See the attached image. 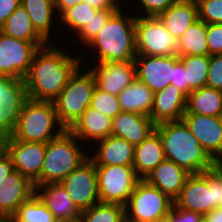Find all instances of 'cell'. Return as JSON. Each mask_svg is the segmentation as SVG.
Segmentation results:
<instances>
[{
  "label": "cell",
  "instance_id": "7a4b0ae2",
  "mask_svg": "<svg viewBox=\"0 0 222 222\" xmlns=\"http://www.w3.org/2000/svg\"><path fill=\"white\" fill-rule=\"evenodd\" d=\"M124 7L116 11L104 28L87 45L92 59L99 64L105 61H134L137 56L135 40L136 15L125 13ZM91 48V49H90Z\"/></svg>",
  "mask_w": 222,
  "mask_h": 222
},
{
  "label": "cell",
  "instance_id": "4fadbf2b",
  "mask_svg": "<svg viewBox=\"0 0 222 222\" xmlns=\"http://www.w3.org/2000/svg\"><path fill=\"white\" fill-rule=\"evenodd\" d=\"M4 150L11 157L14 170L34 183L41 173L46 144L27 142L9 136L4 140Z\"/></svg>",
  "mask_w": 222,
  "mask_h": 222
},
{
  "label": "cell",
  "instance_id": "7dc6e473",
  "mask_svg": "<svg viewBox=\"0 0 222 222\" xmlns=\"http://www.w3.org/2000/svg\"><path fill=\"white\" fill-rule=\"evenodd\" d=\"M14 171V166L11 157L3 150L0 153V186L3 180Z\"/></svg>",
  "mask_w": 222,
  "mask_h": 222
},
{
  "label": "cell",
  "instance_id": "6da1fadb",
  "mask_svg": "<svg viewBox=\"0 0 222 222\" xmlns=\"http://www.w3.org/2000/svg\"><path fill=\"white\" fill-rule=\"evenodd\" d=\"M51 44L48 43L35 52L23 79L29 99L53 102L69 77L81 65V57L73 55L72 49L66 53V48L64 50L57 44Z\"/></svg>",
  "mask_w": 222,
  "mask_h": 222
},
{
  "label": "cell",
  "instance_id": "2e32d148",
  "mask_svg": "<svg viewBox=\"0 0 222 222\" xmlns=\"http://www.w3.org/2000/svg\"><path fill=\"white\" fill-rule=\"evenodd\" d=\"M92 65L89 70L94 76L96 87L110 94L118 96L137 78L134 61H105Z\"/></svg>",
  "mask_w": 222,
  "mask_h": 222
},
{
  "label": "cell",
  "instance_id": "83f0119b",
  "mask_svg": "<svg viewBox=\"0 0 222 222\" xmlns=\"http://www.w3.org/2000/svg\"><path fill=\"white\" fill-rule=\"evenodd\" d=\"M28 99L24 80L0 76V108L6 116H19Z\"/></svg>",
  "mask_w": 222,
  "mask_h": 222
},
{
  "label": "cell",
  "instance_id": "c3c4849f",
  "mask_svg": "<svg viewBox=\"0 0 222 222\" xmlns=\"http://www.w3.org/2000/svg\"><path fill=\"white\" fill-rule=\"evenodd\" d=\"M54 7L57 13V17H59L65 10L83 2V0H53Z\"/></svg>",
  "mask_w": 222,
  "mask_h": 222
},
{
  "label": "cell",
  "instance_id": "ac0fdd59",
  "mask_svg": "<svg viewBox=\"0 0 222 222\" xmlns=\"http://www.w3.org/2000/svg\"><path fill=\"white\" fill-rule=\"evenodd\" d=\"M35 193L58 221L80 219L81 211L60 182L37 186Z\"/></svg>",
  "mask_w": 222,
  "mask_h": 222
},
{
  "label": "cell",
  "instance_id": "d6a6232c",
  "mask_svg": "<svg viewBox=\"0 0 222 222\" xmlns=\"http://www.w3.org/2000/svg\"><path fill=\"white\" fill-rule=\"evenodd\" d=\"M13 222H59L34 193L12 215Z\"/></svg>",
  "mask_w": 222,
  "mask_h": 222
},
{
  "label": "cell",
  "instance_id": "8d00e7d4",
  "mask_svg": "<svg viewBox=\"0 0 222 222\" xmlns=\"http://www.w3.org/2000/svg\"><path fill=\"white\" fill-rule=\"evenodd\" d=\"M90 107L111 118H115L121 112L118 96L102 91L97 87L93 91Z\"/></svg>",
  "mask_w": 222,
  "mask_h": 222
},
{
  "label": "cell",
  "instance_id": "e0dca14e",
  "mask_svg": "<svg viewBox=\"0 0 222 222\" xmlns=\"http://www.w3.org/2000/svg\"><path fill=\"white\" fill-rule=\"evenodd\" d=\"M187 95L170 84L154 93L153 106L149 117L155 125L179 121L186 111Z\"/></svg>",
  "mask_w": 222,
  "mask_h": 222
},
{
  "label": "cell",
  "instance_id": "277c9868",
  "mask_svg": "<svg viewBox=\"0 0 222 222\" xmlns=\"http://www.w3.org/2000/svg\"><path fill=\"white\" fill-rule=\"evenodd\" d=\"M79 141L69 130H65L60 136L46 143L40 177L33 183L35 188L61 182L89 157L88 153L93 147L88 150Z\"/></svg>",
  "mask_w": 222,
  "mask_h": 222
},
{
  "label": "cell",
  "instance_id": "8fae6325",
  "mask_svg": "<svg viewBox=\"0 0 222 222\" xmlns=\"http://www.w3.org/2000/svg\"><path fill=\"white\" fill-rule=\"evenodd\" d=\"M48 42H28L0 32V76L23 80L35 52Z\"/></svg>",
  "mask_w": 222,
  "mask_h": 222
},
{
  "label": "cell",
  "instance_id": "cb8c5ba5",
  "mask_svg": "<svg viewBox=\"0 0 222 222\" xmlns=\"http://www.w3.org/2000/svg\"><path fill=\"white\" fill-rule=\"evenodd\" d=\"M165 159L163 142L156 130L135 145L133 167L140 179H145Z\"/></svg>",
  "mask_w": 222,
  "mask_h": 222
},
{
  "label": "cell",
  "instance_id": "f5cc1de1",
  "mask_svg": "<svg viewBox=\"0 0 222 222\" xmlns=\"http://www.w3.org/2000/svg\"><path fill=\"white\" fill-rule=\"evenodd\" d=\"M4 150V140L0 137V153Z\"/></svg>",
  "mask_w": 222,
  "mask_h": 222
},
{
  "label": "cell",
  "instance_id": "7bdbcfd3",
  "mask_svg": "<svg viewBox=\"0 0 222 222\" xmlns=\"http://www.w3.org/2000/svg\"><path fill=\"white\" fill-rule=\"evenodd\" d=\"M170 84L178 87L187 96L192 92V90L189 88L188 82L186 81V71L184 69L183 63L180 60L174 64V75Z\"/></svg>",
  "mask_w": 222,
  "mask_h": 222
},
{
  "label": "cell",
  "instance_id": "ba28073f",
  "mask_svg": "<svg viewBox=\"0 0 222 222\" xmlns=\"http://www.w3.org/2000/svg\"><path fill=\"white\" fill-rule=\"evenodd\" d=\"M173 200L141 179L125 206L126 222H154L167 217Z\"/></svg>",
  "mask_w": 222,
  "mask_h": 222
},
{
  "label": "cell",
  "instance_id": "9a60e30c",
  "mask_svg": "<svg viewBox=\"0 0 222 222\" xmlns=\"http://www.w3.org/2000/svg\"><path fill=\"white\" fill-rule=\"evenodd\" d=\"M182 120L199 144L217 163L222 158V118L193 113H184Z\"/></svg>",
  "mask_w": 222,
  "mask_h": 222
},
{
  "label": "cell",
  "instance_id": "603a6c76",
  "mask_svg": "<svg viewBox=\"0 0 222 222\" xmlns=\"http://www.w3.org/2000/svg\"><path fill=\"white\" fill-rule=\"evenodd\" d=\"M190 175L184 168L171 160H163L144 179L148 184L158 188L170 199L180 194L187 177Z\"/></svg>",
  "mask_w": 222,
  "mask_h": 222
},
{
  "label": "cell",
  "instance_id": "e575fe53",
  "mask_svg": "<svg viewBox=\"0 0 222 222\" xmlns=\"http://www.w3.org/2000/svg\"><path fill=\"white\" fill-rule=\"evenodd\" d=\"M97 13V10L89 6L84 2L65 10L60 16V25H63L65 30L67 29L71 35H75L86 23H88L93 16Z\"/></svg>",
  "mask_w": 222,
  "mask_h": 222
},
{
  "label": "cell",
  "instance_id": "d590c367",
  "mask_svg": "<svg viewBox=\"0 0 222 222\" xmlns=\"http://www.w3.org/2000/svg\"><path fill=\"white\" fill-rule=\"evenodd\" d=\"M118 10H102L97 11L95 16L86 23L77 33L74 35L75 39L81 40L83 48L87 46L97 34L104 28L109 18ZM77 37V38H76Z\"/></svg>",
  "mask_w": 222,
  "mask_h": 222
},
{
  "label": "cell",
  "instance_id": "f546056e",
  "mask_svg": "<svg viewBox=\"0 0 222 222\" xmlns=\"http://www.w3.org/2000/svg\"><path fill=\"white\" fill-rule=\"evenodd\" d=\"M0 32L28 42H47L33 27L26 9L20 5L0 28Z\"/></svg>",
  "mask_w": 222,
  "mask_h": 222
},
{
  "label": "cell",
  "instance_id": "60d3db41",
  "mask_svg": "<svg viewBox=\"0 0 222 222\" xmlns=\"http://www.w3.org/2000/svg\"><path fill=\"white\" fill-rule=\"evenodd\" d=\"M209 56L222 54V24H207Z\"/></svg>",
  "mask_w": 222,
  "mask_h": 222
},
{
  "label": "cell",
  "instance_id": "5bb4252c",
  "mask_svg": "<svg viewBox=\"0 0 222 222\" xmlns=\"http://www.w3.org/2000/svg\"><path fill=\"white\" fill-rule=\"evenodd\" d=\"M179 55L147 56L137 55L134 59L136 77L146 84L154 93L170 85L174 75V64Z\"/></svg>",
  "mask_w": 222,
  "mask_h": 222
},
{
  "label": "cell",
  "instance_id": "9f6ffc18",
  "mask_svg": "<svg viewBox=\"0 0 222 222\" xmlns=\"http://www.w3.org/2000/svg\"><path fill=\"white\" fill-rule=\"evenodd\" d=\"M59 222H79V220H71V221H59Z\"/></svg>",
  "mask_w": 222,
  "mask_h": 222
},
{
  "label": "cell",
  "instance_id": "f907efd6",
  "mask_svg": "<svg viewBox=\"0 0 222 222\" xmlns=\"http://www.w3.org/2000/svg\"><path fill=\"white\" fill-rule=\"evenodd\" d=\"M0 222H13L12 216L0 215Z\"/></svg>",
  "mask_w": 222,
  "mask_h": 222
},
{
  "label": "cell",
  "instance_id": "7402d4cb",
  "mask_svg": "<svg viewBox=\"0 0 222 222\" xmlns=\"http://www.w3.org/2000/svg\"><path fill=\"white\" fill-rule=\"evenodd\" d=\"M95 144L93 154L89 152L95 165L133 166L135 146L127 140L110 135Z\"/></svg>",
  "mask_w": 222,
  "mask_h": 222
},
{
  "label": "cell",
  "instance_id": "f6af8a7d",
  "mask_svg": "<svg viewBox=\"0 0 222 222\" xmlns=\"http://www.w3.org/2000/svg\"><path fill=\"white\" fill-rule=\"evenodd\" d=\"M20 5L21 0H0V28Z\"/></svg>",
  "mask_w": 222,
  "mask_h": 222
},
{
  "label": "cell",
  "instance_id": "d4e9b609",
  "mask_svg": "<svg viewBox=\"0 0 222 222\" xmlns=\"http://www.w3.org/2000/svg\"><path fill=\"white\" fill-rule=\"evenodd\" d=\"M21 5L26 9L29 18L35 30L48 42L53 39L51 36L55 34L53 27L58 26L59 17L57 16L53 0H21ZM57 18V19H56ZM56 22L57 25H55ZM53 32V33H52Z\"/></svg>",
  "mask_w": 222,
  "mask_h": 222
},
{
  "label": "cell",
  "instance_id": "8992f818",
  "mask_svg": "<svg viewBox=\"0 0 222 222\" xmlns=\"http://www.w3.org/2000/svg\"><path fill=\"white\" fill-rule=\"evenodd\" d=\"M173 204L202 215L222 207V168L216 164L200 174H190Z\"/></svg>",
  "mask_w": 222,
  "mask_h": 222
},
{
  "label": "cell",
  "instance_id": "7c38bea8",
  "mask_svg": "<svg viewBox=\"0 0 222 222\" xmlns=\"http://www.w3.org/2000/svg\"><path fill=\"white\" fill-rule=\"evenodd\" d=\"M80 211L100 202L96 165L88 157L60 182Z\"/></svg>",
  "mask_w": 222,
  "mask_h": 222
},
{
  "label": "cell",
  "instance_id": "bcb514c9",
  "mask_svg": "<svg viewBox=\"0 0 222 222\" xmlns=\"http://www.w3.org/2000/svg\"><path fill=\"white\" fill-rule=\"evenodd\" d=\"M120 1L122 0H83L84 3L88 4L97 11L102 10H119L121 6Z\"/></svg>",
  "mask_w": 222,
  "mask_h": 222
},
{
  "label": "cell",
  "instance_id": "f1b7e54d",
  "mask_svg": "<svg viewBox=\"0 0 222 222\" xmlns=\"http://www.w3.org/2000/svg\"><path fill=\"white\" fill-rule=\"evenodd\" d=\"M185 113L221 116L222 91L208 86L192 91L187 96Z\"/></svg>",
  "mask_w": 222,
  "mask_h": 222
},
{
  "label": "cell",
  "instance_id": "db71d44e",
  "mask_svg": "<svg viewBox=\"0 0 222 222\" xmlns=\"http://www.w3.org/2000/svg\"><path fill=\"white\" fill-rule=\"evenodd\" d=\"M154 222H169V219L167 217L160 219V220H156Z\"/></svg>",
  "mask_w": 222,
  "mask_h": 222
},
{
  "label": "cell",
  "instance_id": "11a10c76",
  "mask_svg": "<svg viewBox=\"0 0 222 222\" xmlns=\"http://www.w3.org/2000/svg\"><path fill=\"white\" fill-rule=\"evenodd\" d=\"M217 164L222 168V158L217 162Z\"/></svg>",
  "mask_w": 222,
  "mask_h": 222
},
{
  "label": "cell",
  "instance_id": "f35d334b",
  "mask_svg": "<svg viewBox=\"0 0 222 222\" xmlns=\"http://www.w3.org/2000/svg\"><path fill=\"white\" fill-rule=\"evenodd\" d=\"M138 4V9L142 10L141 14H135L136 16H152L157 17L163 11H166L170 6L177 3L176 0H134ZM141 5V7L139 6ZM142 8V9H141ZM145 12V13H144Z\"/></svg>",
  "mask_w": 222,
  "mask_h": 222
},
{
  "label": "cell",
  "instance_id": "ee69618b",
  "mask_svg": "<svg viewBox=\"0 0 222 222\" xmlns=\"http://www.w3.org/2000/svg\"><path fill=\"white\" fill-rule=\"evenodd\" d=\"M19 116H6L0 108V137L5 140L13 133Z\"/></svg>",
  "mask_w": 222,
  "mask_h": 222
},
{
  "label": "cell",
  "instance_id": "484cf974",
  "mask_svg": "<svg viewBox=\"0 0 222 222\" xmlns=\"http://www.w3.org/2000/svg\"><path fill=\"white\" fill-rule=\"evenodd\" d=\"M157 17L178 40L198 20V6L195 3L177 2Z\"/></svg>",
  "mask_w": 222,
  "mask_h": 222
},
{
  "label": "cell",
  "instance_id": "ffe728a7",
  "mask_svg": "<svg viewBox=\"0 0 222 222\" xmlns=\"http://www.w3.org/2000/svg\"><path fill=\"white\" fill-rule=\"evenodd\" d=\"M112 122L113 118L89 106L69 131L86 146L110 136Z\"/></svg>",
  "mask_w": 222,
  "mask_h": 222
},
{
  "label": "cell",
  "instance_id": "9c48e42d",
  "mask_svg": "<svg viewBox=\"0 0 222 222\" xmlns=\"http://www.w3.org/2000/svg\"><path fill=\"white\" fill-rule=\"evenodd\" d=\"M96 172L100 202L124 207L141 180L133 166L96 165Z\"/></svg>",
  "mask_w": 222,
  "mask_h": 222
},
{
  "label": "cell",
  "instance_id": "836d02e7",
  "mask_svg": "<svg viewBox=\"0 0 222 222\" xmlns=\"http://www.w3.org/2000/svg\"><path fill=\"white\" fill-rule=\"evenodd\" d=\"M79 222H126L125 207L99 202L81 211Z\"/></svg>",
  "mask_w": 222,
  "mask_h": 222
},
{
  "label": "cell",
  "instance_id": "b9f144b4",
  "mask_svg": "<svg viewBox=\"0 0 222 222\" xmlns=\"http://www.w3.org/2000/svg\"><path fill=\"white\" fill-rule=\"evenodd\" d=\"M167 218L169 222H200L203 219V215L198 212L178 208L173 204Z\"/></svg>",
  "mask_w": 222,
  "mask_h": 222
},
{
  "label": "cell",
  "instance_id": "52a82bcc",
  "mask_svg": "<svg viewBox=\"0 0 222 222\" xmlns=\"http://www.w3.org/2000/svg\"><path fill=\"white\" fill-rule=\"evenodd\" d=\"M82 58L84 56H81V65L69 77L65 87L53 101L57 118L66 130H69L90 106L92 94L96 87L92 72L88 67V71L86 70V66H90L88 65L90 63H86L85 58L84 61ZM82 63H85V67Z\"/></svg>",
  "mask_w": 222,
  "mask_h": 222
},
{
  "label": "cell",
  "instance_id": "6f0895ef",
  "mask_svg": "<svg viewBox=\"0 0 222 222\" xmlns=\"http://www.w3.org/2000/svg\"><path fill=\"white\" fill-rule=\"evenodd\" d=\"M200 222H207L204 218Z\"/></svg>",
  "mask_w": 222,
  "mask_h": 222
},
{
  "label": "cell",
  "instance_id": "30bf717a",
  "mask_svg": "<svg viewBox=\"0 0 222 222\" xmlns=\"http://www.w3.org/2000/svg\"><path fill=\"white\" fill-rule=\"evenodd\" d=\"M135 40L137 55H177V40L158 17L136 16Z\"/></svg>",
  "mask_w": 222,
  "mask_h": 222
},
{
  "label": "cell",
  "instance_id": "4316f807",
  "mask_svg": "<svg viewBox=\"0 0 222 222\" xmlns=\"http://www.w3.org/2000/svg\"><path fill=\"white\" fill-rule=\"evenodd\" d=\"M154 92L137 78L118 95L121 111L149 116L153 106Z\"/></svg>",
  "mask_w": 222,
  "mask_h": 222
},
{
  "label": "cell",
  "instance_id": "5b68a950",
  "mask_svg": "<svg viewBox=\"0 0 222 222\" xmlns=\"http://www.w3.org/2000/svg\"><path fill=\"white\" fill-rule=\"evenodd\" d=\"M65 130L57 118L54 102L28 99L11 136L21 141L46 144Z\"/></svg>",
  "mask_w": 222,
  "mask_h": 222
},
{
  "label": "cell",
  "instance_id": "3957f363",
  "mask_svg": "<svg viewBox=\"0 0 222 222\" xmlns=\"http://www.w3.org/2000/svg\"><path fill=\"white\" fill-rule=\"evenodd\" d=\"M163 142L165 158L175 162L190 174H200L217 163L199 144L183 120L156 125Z\"/></svg>",
  "mask_w": 222,
  "mask_h": 222
},
{
  "label": "cell",
  "instance_id": "d6986e66",
  "mask_svg": "<svg viewBox=\"0 0 222 222\" xmlns=\"http://www.w3.org/2000/svg\"><path fill=\"white\" fill-rule=\"evenodd\" d=\"M34 193V184L14 170L0 186V215L12 216Z\"/></svg>",
  "mask_w": 222,
  "mask_h": 222
},
{
  "label": "cell",
  "instance_id": "4dcf8cb0",
  "mask_svg": "<svg viewBox=\"0 0 222 222\" xmlns=\"http://www.w3.org/2000/svg\"><path fill=\"white\" fill-rule=\"evenodd\" d=\"M177 55H209L207 24L197 20L177 40Z\"/></svg>",
  "mask_w": 222,
  "mask_h": 222
},
{
  "label": "cell",
  "instance_id": "74e56055",
  "mask_svg": "<svg viewBox=\"0 0 222 222\" xmlns=\"http://www.w3.org/2000/svg\"><path fill=\"white\" fill-rule=\"evenodd\" d=\"M198 19L206 24H222V0H199Z\"/></svg>",
  "mask_w": 222,
  "mask_h": 222
},
{
  "label": "cell",
  "instance_id": "681fc988",
  "mask_svg": "<svg viewBox=\"0 0 222 222\" xmlns=\"http://www.w3.org/2000/svg\"><path fill=\"white\" fill-rule=\"evenodd\" d=\"M203 218L207 222H222V207L212 209Z\"/></svg>",
  "mask_w": 222,
  "mask_h": 222
},
{
  "label": "cell",
  "instance_id": "1f68e13d",
  "mask_svg": "<svg viewBox=\"0 0 222 222\" xmlns=\"http://www.w3.org/2000/svg\"><path fill=\"white\" fill-rule=\"evenodd\" d=\"M186 71V81L189 88L194 91L206 86L208 68L210 64L209 55H179Z\"/></svg>",
  "mask_w": 222,
  "mask_h": 222
},
{
  "label": "cell",
  "instance_id": "816d5d0a",
  "mask_svg": "<svg viewBox=\"0 0 222 222\" xmlns=\"http://www.w3.org/2000/svg\"><path fill=\"white\" fill-rule=\"evenodd\" d=\"M177 2H183V3H195L197 4L199 0H176Z\"/></svg>",
  "mask_w": 222,
  "mask_h": 222
},
{
  "label": "cell",
  "instance_id": "44dd1931",
  "mask_svg": "<svg viewBox=\"0 0 222 222\" xmlns=\"http://www.w3.org/2000/svg\"><path fill=\"white\" fill-rule=\"evenodd\" d=\"M155 127L149 116L121 111L113 118L111 135L125 139L135 146L153 133Z\"/></svg>",
  "mask_w": 222,
  "mask_h": 222
},
{
  "label": "cell",
  "instance_id": "ab89813d",
  "mask_svg": "<svg viewBox=\"0 0 222 222\" xmlns=\"http://www.w3.org/2000/svg\"><path fill=\"white\" fill-rule=\"evenodd\" d=\"M206 86L222 91V54L210 56Z\"/></svg>",
  "mask_w": 222,
  "mask_h": 222
}]
</instances>
